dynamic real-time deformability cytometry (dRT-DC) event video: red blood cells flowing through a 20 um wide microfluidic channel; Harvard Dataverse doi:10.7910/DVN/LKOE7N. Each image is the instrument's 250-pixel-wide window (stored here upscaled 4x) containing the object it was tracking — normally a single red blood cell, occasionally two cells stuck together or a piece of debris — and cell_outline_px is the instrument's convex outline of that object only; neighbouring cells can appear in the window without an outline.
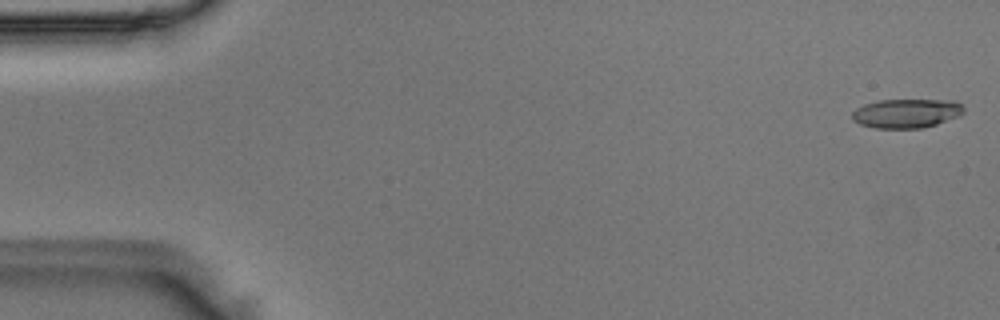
{"species": "Egyptian fruit bat (a non-hibernating species)", "species_latin": "Rousettus aegyptiacus", "temperature_condition": "room temperature", "stored_images_in_passage": 13, "camera_frame_rate_fps": 3000, "um_per_image_px": 0.085, "animal": {"sex": "male"}, "frame": {"image": 1, "passage_image": 1, "time_ms": 0.0, "image_size_px": [1000, 320], "cell_outline_px": [[964, 112], [960, 116], [936, 124], [920, 128], [876, 128], [860, 124], [852, 120], [852, 112], [856, 108], [864, 104], [880, 100], [956, 100], [964, 108]], "centroid_in_image_um": [77.05, 9.63], "position_along_channel_um": 7.9, "area_um2": 18.96}}